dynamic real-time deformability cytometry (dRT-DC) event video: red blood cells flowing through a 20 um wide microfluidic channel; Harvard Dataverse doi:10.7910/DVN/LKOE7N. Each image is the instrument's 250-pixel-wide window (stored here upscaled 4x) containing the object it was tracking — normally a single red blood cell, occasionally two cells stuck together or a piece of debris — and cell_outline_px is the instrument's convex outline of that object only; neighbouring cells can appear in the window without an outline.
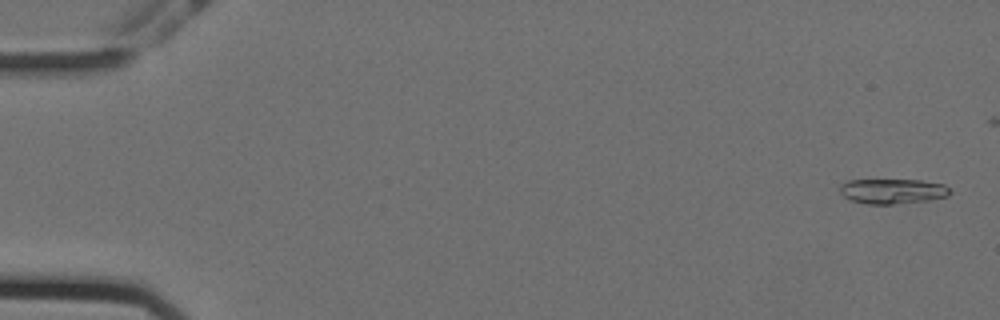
{"species": "Egyptian fruit bat (a non-hibernating species)", "species_latin": "Rousettus aegyptiacus", "temperature_condition": "cold", "stored_images_in_passage": 57, "camera_frame_rate_fps": 3000, "um_per_image_px": 0.085, "animal": {"sex": "female"}, "frame": {"image": 1, "passage_image": 2, "time_ms": 0.333, "image_size_px": [1000, 320], "cell_outline_px": [[952, 192], [948, 196], [928, 200], [892, 204], [868, 204], [852, 200], [844, 196], [840, 192], [840, 184], [848, 180], [920, 180], [944, 184]], "centroid_in_image_um": [75.87, 16.24], "position_along_channel_um": 9.1, "area_um2": 15.95}}
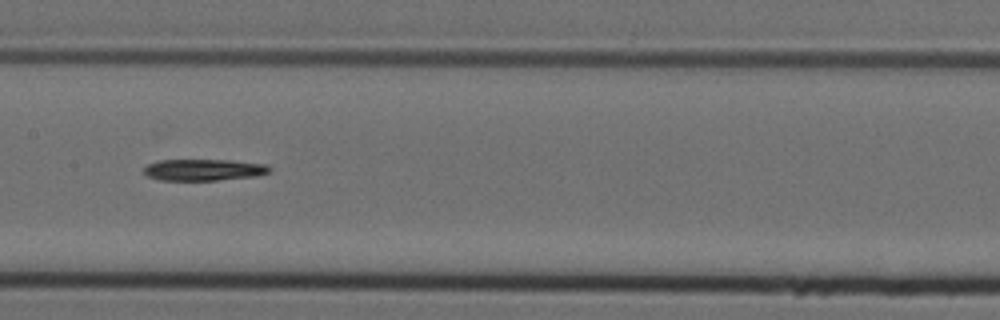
{"frame": {"image": 2, "passage_image": 29, "time_ms": 9.333, "image_size_px": [1000, 320], "cell_outline_px": [[272, 168], [268, 172], [256, 176], [216, 180], [160, 180], [148, 176], [144, 172], [144, 168], [148, 164], [160, 160], [232, 160], [268, 164]], "centroid_in_image_um": [17.35, 14.43], "position_along_channel_um": 190.1, "area_um2": 15.72}}
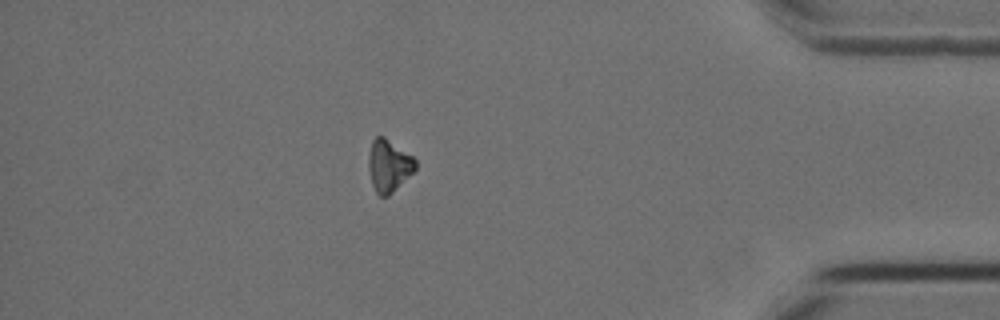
{"frame": {"image": 3, "passage_image": 50, "time_ms": 16.333, "image_size_px": [1000, 320], "cell_outline_px": [[416, 168], [388, 196], [380, 196], [376, 192], [372, 184], [368, 168], [368, 156], [372, 140], [376, 136], [384, 136], [412, 156], [416, 160]], "centroid_in_image_um": [33.02, 14.06], "position_along_channel_um": 402.2, "area_um2": 14.05}, "authors_computed_cell_mechanics": {"area_um2": 16.1262, "velocity_mm_per_s": 3.5741, "shape_relaxation_time_tau1_ms": 7.3727, "shape_relaxation_time_tau2_ms": null, "deformation_change_tau1": 0.1564, "deformation_change_tau2": null}}